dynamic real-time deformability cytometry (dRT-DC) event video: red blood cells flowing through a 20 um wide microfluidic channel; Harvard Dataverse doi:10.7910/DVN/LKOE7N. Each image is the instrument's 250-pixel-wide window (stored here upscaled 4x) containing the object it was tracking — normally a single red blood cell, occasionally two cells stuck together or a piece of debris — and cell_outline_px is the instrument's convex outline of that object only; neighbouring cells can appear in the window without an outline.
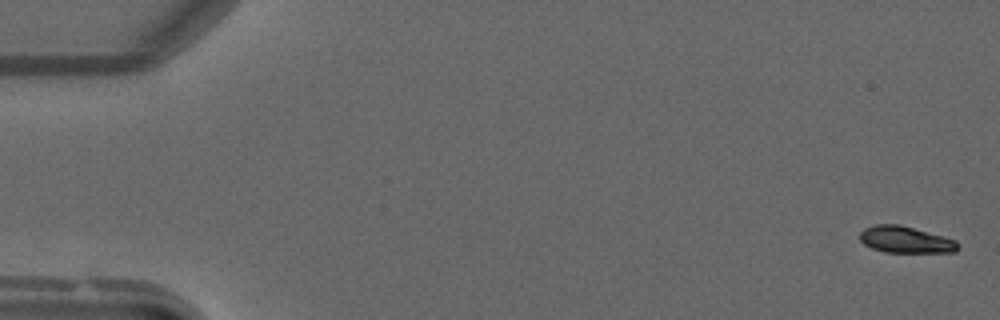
{"species": "common noctule bat (a hibernating species)", "species_latin": "Nyctalus noctula", "temperature_condition": "warm", "stored_images_in_passage": 52, "segment_of_instrument_passage": [1, 2], "camera_frame_rate_fps": 3000, "um_per_image_px": 0.085, "animal": {"sex": "male", "forearm_length_mm": 52.5}, "frame": {"image": 1, "passage_image": 2, "time_ms": 0.333, "image_size_px": [1000, 320], "cell_outline_px": [[960, 248], [956, 252], [884, 252], [872, 248], [864, 244], [860, 240], [860, 232], [864, 228], [876, 224], [900, 224], [944, 236], [956, 240], [960, 244]], "centroid_in_image_um": [77.0, 20.37], "position_along_channel_um": 8.0, "area_um2": 15.37}}
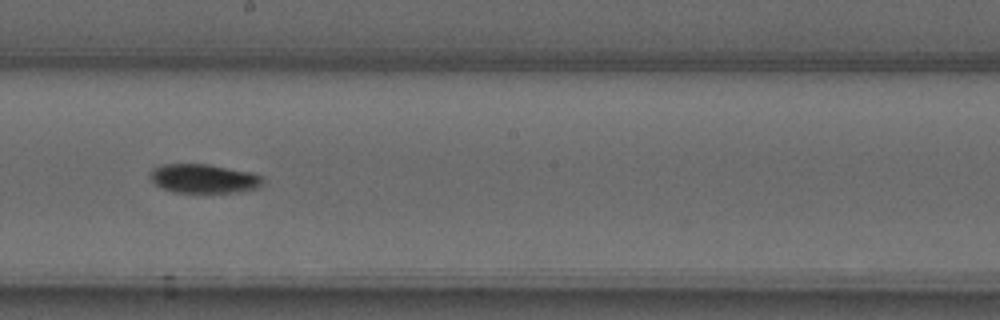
{"frame": {"image": 2, "passage_image": 29, "time_ms": 9.333, "image_size_px": [1000, 320], "cell_outline_px": [[264, 184], [260, 188], [236, 192], [176, 192], [164, 188], [156, 184], [148, 176], [148, 172], [152, 168], [160, 164], [208, 164], [252, 172], [264, 176]], "centroid_in_image_um": [17.36, 15.16], "position_along_channel_um": 230.8, "area_um2": 19.31}}
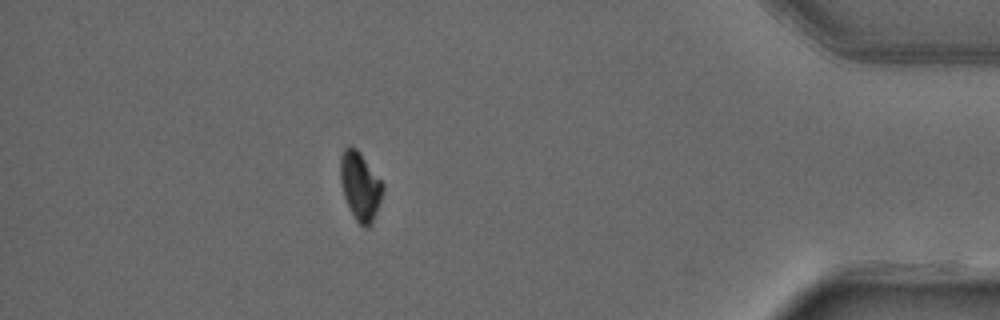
{"frame": {"image": 3, "passage_image": 45, "time_ms": 14.667, "image_size_px": [1000, 320], "cell_outline_px": [[384, 188], [372, 224], [368, 228], [364, 228], [356, 220], [344, 196], [340, 180], [340, 156], [344, 148], [356, 148], [360, 152], [384, 184]], "centroid_in_image_um": [30.62, 15.82], "position_along_channel_um": 404.6, "area_um2": 16.7}}